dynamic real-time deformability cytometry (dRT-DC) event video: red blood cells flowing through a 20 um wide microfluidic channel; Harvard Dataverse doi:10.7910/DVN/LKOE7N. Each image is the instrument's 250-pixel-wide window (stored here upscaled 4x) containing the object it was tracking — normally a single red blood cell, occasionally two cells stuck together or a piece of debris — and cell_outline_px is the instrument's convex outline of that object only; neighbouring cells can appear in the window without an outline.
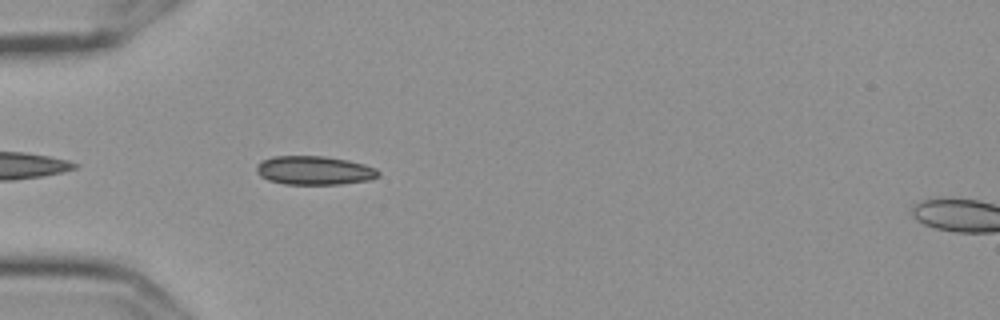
{"species": "Egyptian fruit bat (a non-hibernating species)", "species_latin": "Rousettus aegyptiacus", "temperature_condition": "cold", "stored_images_in_passage": 43, "camera_frame_rate_fps": 3000, "um_per_image_px": 0.085, "frame": {"image": 1, "passage_image": 4, "time_ms": 1.0, "image_size_px": [1000, 320], "cell_outline_px": [[380, 176], [368, 180], [340, 184], [284, 184], [268, 180], [260, 176], [256, 172], [256, 164], [260, 160], [272, 156], [324, 156], [348, 160], [364, 164], [376, 168], [380, 172]], "centroid_in_image_um": [26.68, 14.48], "position_along_channel_um": 58.3, "area_um2": 20.63}}
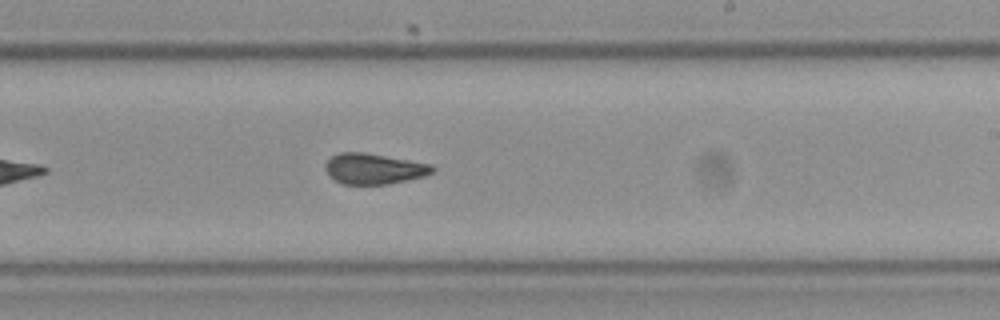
{"frame": {"image": 2, "passage_image": 21, "time_ms": 6.667, "image_size_px": [1000, 320], "cell_outline_px": [[436, 168], [432, 172], [424, 176], [388, 184], [340, 184], [324, 168], [324, 164], [332, 156], [340, 152], [364, 152], [432, 164]], "centroid_in_image_um": [31.79, 14.34], "position_along_channel_um": 257.2, "area_um2": 19.02}}
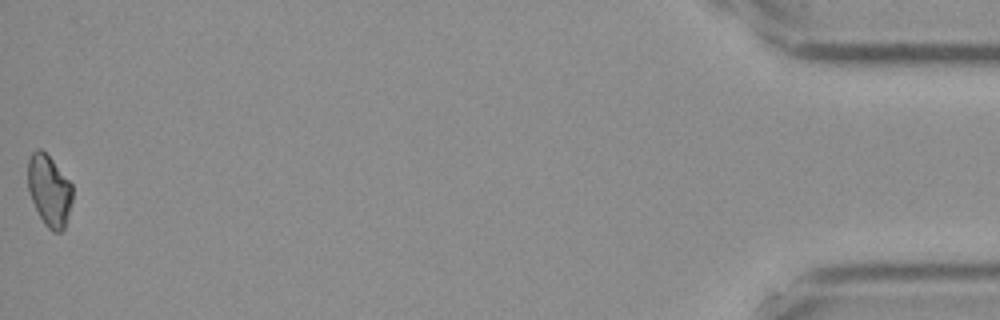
{"frame": {"image": 3, "passage_image": 43, "time_ms": 14.0, "image_size_px": [1000, 320], "cell_outline_px": [[72, 200], [64, 228], [60, 232], [52, 232], [44, 224], [28, 192], [28, 160], [32, 152], [36, 148], [40, 148], [52, 160], [72, 184]], "centroid_in_image_um": [4.17, 16.19], "position_along_channel_um": 431.0, "area_um2": 18.32}, "authors_computed_cell_mechanics": {"area_um2": 19.4208, "velocity_mm_per_s": 3.6101, "shape_relaxation_time_tau1_ms": 8.6394, "shape_relaxation_time_tau2_ms": null, "deformation_change_tau1": 0.1655, "deformation_change_tau2": null}}